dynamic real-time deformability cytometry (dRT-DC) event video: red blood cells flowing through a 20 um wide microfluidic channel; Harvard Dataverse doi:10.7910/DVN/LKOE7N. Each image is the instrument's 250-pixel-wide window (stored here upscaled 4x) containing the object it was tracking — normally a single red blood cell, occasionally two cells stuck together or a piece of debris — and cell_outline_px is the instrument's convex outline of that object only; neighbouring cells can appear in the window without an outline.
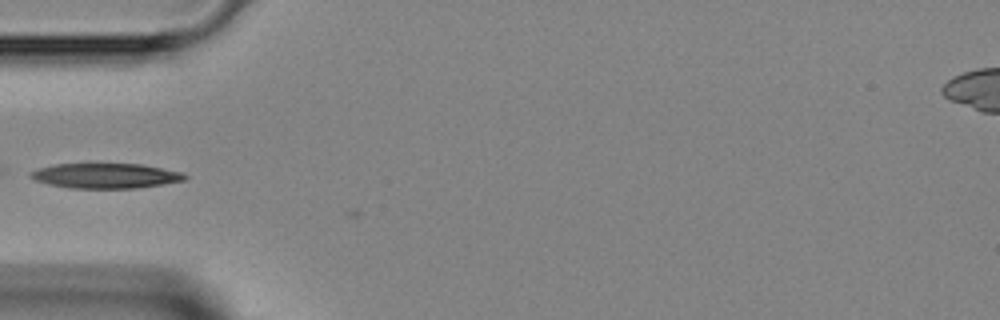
{"species": "Egyptian fruit bat (a non-hibernating species)", "species_latin": "Rousettus aegyptiacus", "temperature_condition": "room temperature", "stored_images_in_passage": 5, "camera_frame_rate_fps": 3000, "um_per_image_px": 0.085, "animal": {"sex": "female"}, "frame": {"image": 1, "passage_image": 2, "time_ms": 0.333, "image_size_px": [1000, 320], "cell_outline_px": [[188, 176], [184, 180], [136, 188], [68, 188], [48, 184], [36, 180], [28, 176], [28, 172], [40, 168], [56, 164], [144, 164], [184, 172]], "centroid_in_image_um": [8.98, 14.93], "position_along_channel_um": 76.0, "area_um2": 22.48}}